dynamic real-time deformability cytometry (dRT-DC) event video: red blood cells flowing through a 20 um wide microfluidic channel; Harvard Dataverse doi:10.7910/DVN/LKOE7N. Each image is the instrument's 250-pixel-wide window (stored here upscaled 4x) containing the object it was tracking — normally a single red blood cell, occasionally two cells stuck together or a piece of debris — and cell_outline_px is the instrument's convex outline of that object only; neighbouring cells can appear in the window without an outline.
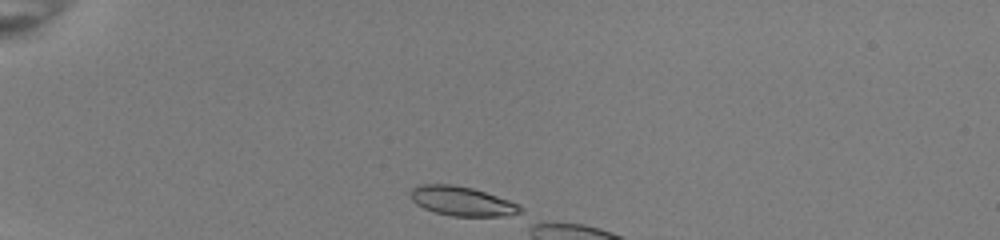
{"species": "common noctule bat (a hibernating species)", "species_latin": "Nyctalus noctula", "temperature_condition": "room temperature", "stored_images_in_passage": 8, "camera_frame_rate_fps": 3000, "um_per_image_px": 0.085, "animal": {"sex": "female", "body_mass_g": 22.0, "forearm_length_mm": 56.7}, "frame": {"image": 1, "passage_image": 1, "time_ms": 0.0, "image_size_px": [1000, 240], "cell_outline_px": [[524, 216], [456, 216], [436, 212], [424, 208], [412, 200], [412, 188], [416, 184], [452, 184], [472, 188], [520, 204], [524, 208]], "centroid_in_image_um": [39.38, 17.11], "position_along_channel_um": 45.6, "area_um2": 18.9}}
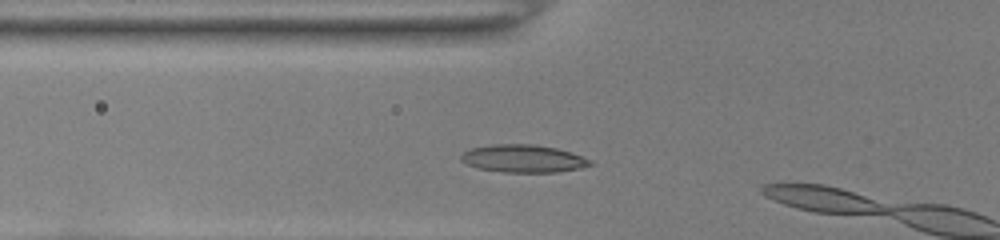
{"frame": {"image": 2, "passage_image": 7, "time_ms": 2.0, "image_size_px": [1000, 240], "cell_outline_px": [[592, 164], [580, 168], [552, 172], [504, 172], [480, 168], [468, 164], [460, 160], [460, 156], [464, 152], [472, 148], [492, 144], [532, 144], [556, 148], [580, 156], [588, 160]], "centroid_in_image_um": [44.42, 13.47], "position_along_channel_um": 81.4, "area_um2": 20.35}}